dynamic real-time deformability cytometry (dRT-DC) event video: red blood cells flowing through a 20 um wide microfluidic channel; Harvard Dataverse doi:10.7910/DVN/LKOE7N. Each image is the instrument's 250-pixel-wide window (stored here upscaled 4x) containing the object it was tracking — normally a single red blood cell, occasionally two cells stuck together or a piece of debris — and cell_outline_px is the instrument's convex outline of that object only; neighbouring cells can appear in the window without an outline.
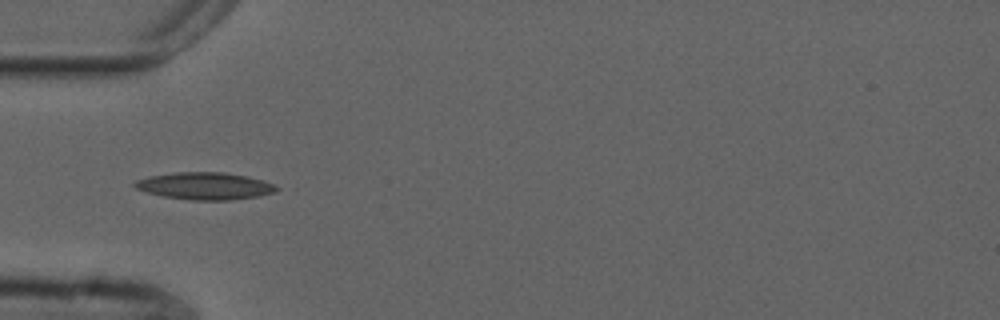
{"species": "common noctule bat (a hibernating species)", "species_latin": "Nyctalus noctula", "temperature_condition": "cold", "stored_images_in_passage": 3, "camera_frame_rate_fps": 3000, "um_per_image_px": 0.085, "animal": {"sex": "male", "forearm_length_mm": 52.5}, "frame": {"image": 1, "passage_image": 3, "time_ms": 0.667, "image_size_px": [1000, 320], "cell_outline_px": [[280, 188], [276, 192], [260, 196], [232, 200], [192, 200], [164, 196], [148, 192], [136, 188], [132, 184], [136, 180], [148, 176], [176, 172], [224, 172], [248, 176], [272, 184]], "centroid_in_image_um": [17.43, 15.8], "position_along_channel_um": 67.6, "area_um2": 22.43}}